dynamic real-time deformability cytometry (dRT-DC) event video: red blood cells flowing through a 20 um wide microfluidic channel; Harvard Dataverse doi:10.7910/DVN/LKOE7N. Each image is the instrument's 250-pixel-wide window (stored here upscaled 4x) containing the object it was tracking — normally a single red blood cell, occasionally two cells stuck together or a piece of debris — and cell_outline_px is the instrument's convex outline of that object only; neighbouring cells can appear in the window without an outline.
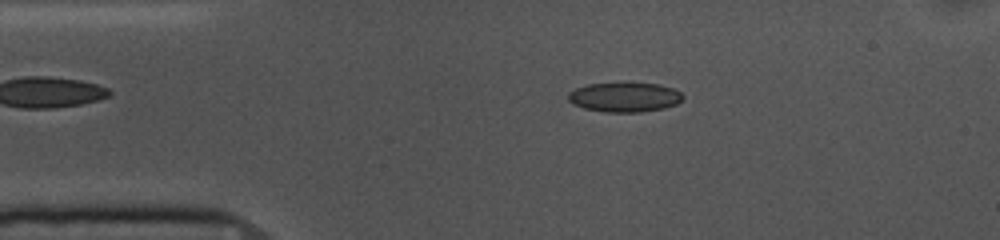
{"species": "common noctule bat (a hibernating species)", "species_latin": "Nyctalus noctula", "temperature_condition": "cold", "stored_images_in_passage": 52, "camera_frame_rate_fps": 3000, "um_per_image_px": 0.085, "animal": {"sex": "female", "body_mass_g": 10.0, "forearm_length_mm": 53.1}, "frame": {"image": 1, "passage_image": 9, "time_ms": 2.667, "image_size_px": [1000, 240], "cell_outline_px": [[684, 96], [676, 104], [664, 108], [640, 112], [604, 112], [584, 108], [572, 104], [568, 100], [568, 92], [576, 88], [588, 84], [660, 84], [672, 88], [680, 92]], "centroid_in_image_um": [53.06, 8.27], "position_along_channel_um": 31.9, "area_um2": 19.48}}
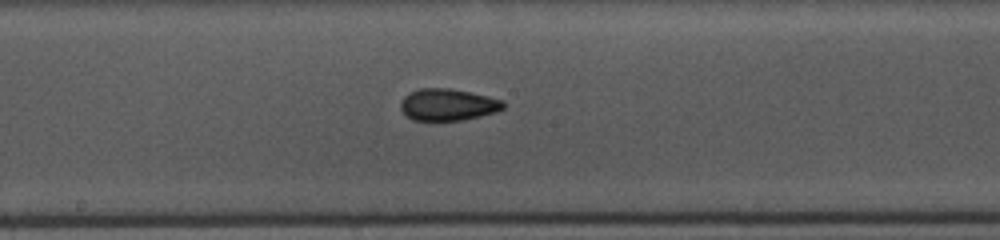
{"frame": {"image": 2, "passage_image": 26, "time_ms": 8.333, "image_size_px": [1000, 240], "cell_outline_px": [[504, 108], [496, 112], [464, 120], [432, 124], [412, 120], [400, 108], [400, 100], [408, 92], [420, 88], [452, 88], [488, 96], [504, 100]], "centroid_in_image_um": [38.02, 8.94], "position_along_channel_um": 210.2, "area_um2": 19.94}}
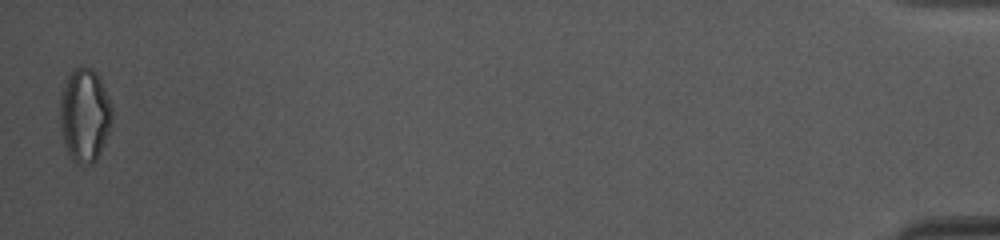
{"frame": {"image": 3, "passage_image": 52, "time_ms": 17.0, "image_size_px": [1000, 240], "cell_outline_px": [[112, 124], [100, 152], [96, 160], [92, 164], [76, 164], [68, 156], [64, 144], [60, 124], [60, 100], [68, 76], [76, 68], [92, 68], [96, 72], [104, 88], [112, 108]], "centroid_in_image_um": [7.2, 9.85], "position_along_channel_um": 428.0, "area_um2": 28.15}, "authors_computed_cell_mechanics": {"area_um2": 19.1896, "velocity_mm_per_s": 3.668, "shape_relaxation_time_tau1_ms": null, "shape_relaxation_time_tau2_ms": 1.8677, "deformation_change_tau1": null, "deformation_change_tau2": 0.0732}}